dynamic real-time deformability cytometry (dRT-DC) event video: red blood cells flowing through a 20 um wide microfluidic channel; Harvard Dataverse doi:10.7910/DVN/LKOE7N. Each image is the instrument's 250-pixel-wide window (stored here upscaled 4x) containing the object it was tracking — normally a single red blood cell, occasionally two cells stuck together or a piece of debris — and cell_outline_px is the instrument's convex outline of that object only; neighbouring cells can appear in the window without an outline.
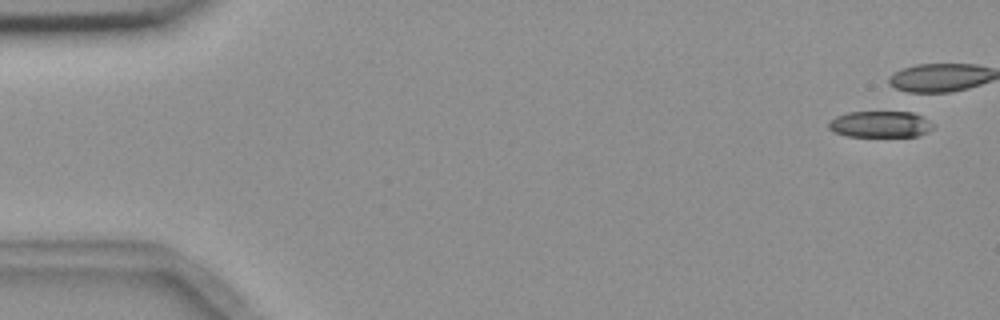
{"species": "common noctule bat (a hibernating species)", "species_latin": "Nyctalus noctula", "temperature_condition": "room temperature", "stored_images_in_passage": 6, "camera_frame_rate_fps": 3000, "um_per_image_px": 0.085, "animal": {"sex": "female", "body_mass_g": 18.4}, "frame": {"image": 1, "passage_image": 1, "time_ms": 0.0, "image_size_px": [1000, 320], "cell_outline_px": [[932, 128], [928, 132], [920, 136], [848, 136], [832, 132], [828, 128], [828, 120], [836, 116], [848, 112], [912, 112], [928, 120], [932, 124]], "centroid_in_image_um": [74.77, 10.56], "position_along_channel_um": 10.2, "area_um2": 16.07}}